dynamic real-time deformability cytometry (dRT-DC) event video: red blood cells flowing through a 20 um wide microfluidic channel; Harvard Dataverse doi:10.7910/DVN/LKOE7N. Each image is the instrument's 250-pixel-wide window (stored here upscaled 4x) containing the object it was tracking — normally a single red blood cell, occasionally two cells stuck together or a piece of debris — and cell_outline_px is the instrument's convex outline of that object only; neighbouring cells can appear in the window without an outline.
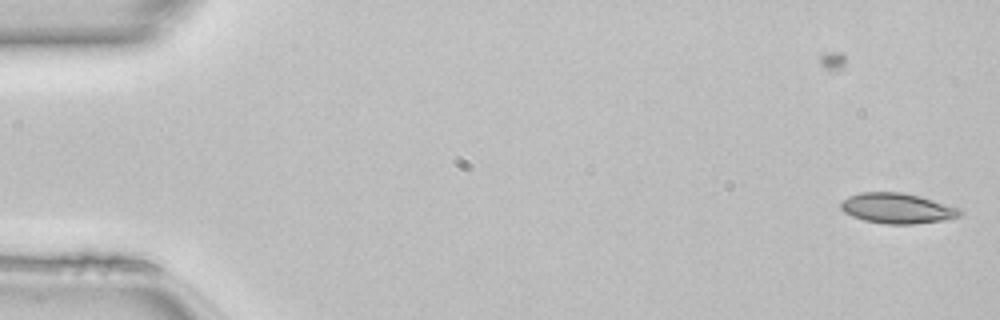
{"species": "common noctule bat (a hibernating species)", "species_latin": "Nyctalus noctula", "temperature_condition": "room temperature", "stored_images_in_passage": 2, "camera_frame_rate_fps": 3000, "um_per_image_px": 0.085, "animal": {"sex": "female", "body_mass_g": 22.7, "forearm_length_mm": 54.2}, "frame": {"image": 1, "passage_image": 2, "time_ms": 0.333, "image_size_px": [1000, 320], "cell_outline_px": [[964, 212], [960, 216], [944, 220], [916, 224], [884, 224], [864, 220], [852, 216], [844, 212], [840, 208], [840, 200], [848, 196], [860, 192], [904, 192], [920, 196], [960, 208]], "centroid_in_image_um": [76.25, 17.7], "position_along_channel_um": 8.7, "area_um2": 21.33}}